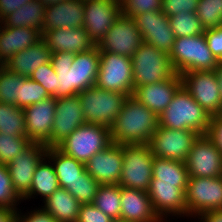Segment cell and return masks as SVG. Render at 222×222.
I'll use <instances>...</instances> for the list:
<instances>
[{"mask_svg": "<svg viewBox=\"0 0 222 222\" xmlns=\"http://www.w3.org/2000/svg\"><path fill=\"white\" fill-rule=\"evenodd\" d=\"M157 127L158 116L129 95L110 127L111 141L120 145L148 144Z\"/></svg>", "mask_w": 222, "mask_h": 222, "instance_id": "cell-1", "label": "cell"}, {"mask_svg": "<svg viewBox=\"0 0 222 222\" xmlns=\"http://www.w3.org/2000/svg\"><path fill=\"white\" fill-rule=\"evenodd\" d=\"M211 117L181 86L170 104L158 116V125L168 129L193 130L199 135H205L208 133Z\"/></svg>", "mask_w": 222, "mask_h": 222, "instance_id": "cell-2", "label": "cell"}, {"mask_svg": "<svg viewBox=\"0 0 222 222\" xmlns=\"http://www.w3.org/2000/svg\"><path fill=\"white\" fill-rule=\"evenodd\" d=\"M169 57L177 74L190 71H215L220 64L210 51L204 33L175 38Z\"/></svg>", "mask_w": 222, "mask_h": 222, "instance_id": "cell-3", "label": "cell"}, {"mask_svg": "<svg viewBox=\"0 0 222 222\" xmlns=\"http://www.w3.org/2000/svg\"><path fill=\"white\" fill-rule=\"evenodd\" d=\"M133 89L170 79L174 71L169 54L143 43L131 57Z\"/></svg>", "mask_w": 222, "mask_h": 222, "instance_id": "cell-4", "label": "cell"}, {"mask_svg": "<svg viewBox=\"0 0 222 222\" xmlns=\"http://www.w3.org/2000/svg\"><path fill=\"white\" fill-rule=\"evenodd\" d=\"M111 143L110 128L104 125L85 123L56 147L64 154L85 164L93 155L103 151Z\"/></svg>", "mask_w": 222, "mask_h": 222, "instance_id": "cell-5", "label": "cell"}, {"mask_svg": "<svg viewBox=\"0 0 222 222\" xmlns=\"http://www.w3.org/2000/svg\"><path fill=\"white\" fill-rule=\"evenodd\" d=\"M85 123L104 125L114 123L128 97L127 94L103 90L96 86L78 93Z\"/></svg>", "mask_w": 222, "mask_h": 222, "instance_id": "cell-6", "label": "cell"}, {"mask_svg": "<svg viewBox=\"0 0 222 222\" xmlns=\"http://www.w3.org/2000/svg\"><path fill=\"white\" fill-rule=\"evenodd\" d=\"M123 166L120 186L148 191L154 156L148 144L122 145Z\"/></svg>", "mask_w": 222, "mask_h": 222, "instance_id": "cell-7", "label": "cell"}, {"mask_svg": "<svg viewBox=\"0 0 222 222\" xmlns=\"http://www.w3.org/2000/svg\"><path fill=\"white\" fill-rule=\"evenodd\" d=\"M99 72L95 86L103 90L133 95L131 58L111 52H99Z\"/></svg>", "mask_w": 222, "mask_h": 222, "instance_id": "cell-8", "label": "cell"}, {"mask_svg": "<svg viewBox=\"0 0 222 222\" xmlns=\"http://www.w3.org/2000/svg\"><path fill=\"white\" fill-rule=\"evenodd\" d=\"M187 217H198L222 209V175L213 178L189 177L185 190Z\"/></svg>", "mask_w": 222, "mask_h": 222, "instance_id": "cell-9", "label": "cell"}, {"mask_svg": "<svg viewBox=\"0 0 222 222\" xmlns=\"http://www.w3.org/2000/svg\"><path fill=\"white\" fill-rule=\"evenodd\" d=\"M180 76L184 89L208 114H222V97L215 71H190Z\"/></svg>", "mask_w": 222, "mask_h": 222, "instance_id": "cell-10", "label": "cell"}, {"mask_svg": "<svg viewBox=\"0 0 222 222\" xmlns=\"http://www.w3.org/2000/svg\"><path fill=\"white\" fill-rule=\"evenodd\" d=\"M189 177L213 178L222 175V153L207 135H198L185 160Z\"/></svg>", "mask_w": 222, "mask_h": 222, "instance_id": "cell-11", "label": "cell"}, {"mask_svg": "<svg viewBox=\"0 0 222 222\" xmlns=\"http://www.w3.org/2000/svg\"><path fill=\"white\" fill-rule=\"evenodd\" d=\"M198 135L193 130L168 129L158 125L148 145L154 157L185 162Z\"/></svg>", "mask_w": 222, "mask_h": 222, "instance_id": "cell-12", "label": "cell"}, {"mask_svg": "<svg viewBox=\"0 0 222 222\" xmlns=\"http://www.w3.org/2000/svg\"><path fill=\"white\" fill-rule=\"evenodd\" d=\"M144 43L132 17L121 14L96 45L99 52H111L131 58Z\"/></svg>", "mask_w": 222, "mask_h": 222, "instance_id": "cell-13", "label": "cell"}, {"mask_svg": "<svg viewBox=\"0 0 222 222\" xmlns=\"http://www.w3.org/2000/svg\"><path fill=\"white\" fill-rule=\"evenodd\" d=\"M121 14L120 0H84L83 27L95 45Z\"/></svg>", "mask_w": 222, "mask_h": 222, "instance_id": "cell-14", "label": "cell"}, {"mask_svg": "<svg viewBox=\"0 0 222 222\" xmlns=\"http://www.w3.org/2000/svg\"><path fill=\"white\" fill-rule=\"evenodd\" d=\"M83 124L85 117L78 94L56 98L53 128L50 139L44 145L47 148L56 147Z\"/></svg>", "mask_w": 222, "mask_h": 222, "instance_id": "cell-15", "label": "cell"}, {"mask_svg": "<svg viewBox=\"0 0 222 222\" xmlns=\"http://www.w3.org/2000/svg\"><path fill=\"white\" fill-rule=\"evenodd\" d=\"M46 151L44 144L32 142L7 165L13 187L22 199L29 193L35 169Z\"/></svg>", "mask_w": 222, "mask_h": 222, "instance_id": "cell-16", "label": "cell"}, {"mask_svg": "<svg viewBox=\"0 0 222 222\" xmlns=\"http://www.w3.org/2000/svg\"><path fill=\"white\" fill-rule=\"evenodd\" d=\"M145 43L170 53L175 40L169 18L162 11H150L133 17Z\"/></svg>", "mask_w": 222, "mask_h": 222, "instance_id": "cell-17", "label": "cell"}, {"mask_svg": "<svg viewBox=\"0 0 222 222\" xmlns=\"http://www.w3.org/2000/svg\"><path fill=\"white\" fill-rule=\"evenodd\" d=\"M123 166L122 145L111 143L93 155L86 163V171L100 185L119 184Z\"/></svg>", "mask_w": 222, "mask_h": 222, "instance_id": "cell-18", "label": "cell"}, {"mask_svg": "<svg viewBox=\"0 0 222 222\" xmlns=\"http://www.w3.org/2000/svg\"><path fill=\"white\" fill-rule=\"evenodd\" d=\"M56 98L51 96L23 108L26 137L32 142L45 144L51 135L55 117Z\"/></svg>", "mask_w": 222, "mask_h": 222, "instance_id": "cell-19", "label": "cell"}, {"mask_svg": "<svg viewBox=\"0 0 222 222\" xmlns=\"http://www.w3.org/2000/svg\"><path fill=\"white\" fill-rule=\"evenodd\" d=\"M147 192L155 213L162 221H165V218L167 220L169 215L187 217L185 192L175 187V184L150 183Z\"/></svg>", "mask_w": 222, "mask_h": 222, "instance_id": "cell-20", "label": "cell"}, {"mask_svg": "<svg viewBox=\"0 0 222 222\" xmlns=\"http://www.w3.org/2000/svg\"><path fill=\"white\" fill-rule=\"evenodd\" d=\"M182 86L180 74L175 73L170 79L135 87L133 96L142 105L159 116L172 101L177 90Z\"/></svg>", "mask_w": 222, "mask_h": 222, "instance_id": "cell-21", "label": "cell"}, {"mask_svg": "<svg viewBox=\"0 0 222 222\" xmlns=\"http://www.w3.org/2000/svg\"><path fill=\"white\" fill-rule=\"evenodd\" d=\"M120 222H163L155 213L148 192L121 186Z\"/></svg>", "mask_w": 222, "mask_h": 222, "instance_id": "cell-22", "label": "cell"}, {"mask_svg": "<svg viewBox=\"0 0 222 222\" xmlns=\"http://www.w3.org/2000/svg\"><path fill=\"white\" fill-rule=\"evenodd\" d=\"M84 23V0H69L49 5L41 35L59 28H79Z\"/></svg>", "mask_w": 222, "mask_h": 222, "instance_id": "cell-23", "label": "cell"}, {"mask_svg": "<svg viewBox=\"0 0 222 222\" xmlns=\"http://www.w3.org/2000/svg\"><path fill=\"white\" fill-rule=\"evenodd\" d=\"M42 39L46 42L51 53L70 52L73 54L90 51L96 45L89 38L85 28H59L47 31Z\"/></svg>", "mask_w": 222, "mask_h": 222, "instance_id": "cell-24", "label": "cell"}, {"mask_svg": "<svg viewBox=\"0 0 222 222\" xmlns=\"http://www.w3.org/2000/svg\"><path fill=\"white\" fill-rule=\"evenodd\" d=\"M100 54L95 46L90 51L75 54L71 64L72 96L95 86L99 72Z\"/></svg>", "mask_w": 222, "mask_h": 222, "instance_id": "cell-25", "label": "cell"}, {"mask_svg": "<svg viewBox=\"0 0 222 222\" xmlns=\"http://www.w3.org/2000/svg\"><path fill=\"white\" fill-rule=\"evenodd\" d=\"M41 33L31 27H6L0 24V61L4 65L20 51L35 45Z\"/></svg>", "mask_w": 222, "mask_h": 222, "instance_id": "cell-26", "label": "cell"}, {"mask_svg": "<svg viewBox=\"0 0 222 222\" xmlns=\"http://www.w3.org/2000/svg\"><path fill=\"white\" fill-rule=\"evenodd\" d=\"M50 61L51 51L46 42L41 39L35 45L14 54L4 67L20 76L30 77L38 67Z\"/></svg>", "mask_w": 222, "mask_h": 222, "instance_id": "cell-27", "label": "cell"}, {"mask_svg": "<svg viewBox=\"0 0 222 222\" xmlns=\"http://www.w3.org/2000/svg\"><path fill=\"white\" fill-rule=\"evenodd\" d=\"M46 158L53 164L59 187L67 189L86 172L85 164L61 152L57 147H49Z\"/></svg>", "mask_w": 222, "mask_h": 222, "instance_id": "cell-28", "label": "cell"}, {"mask_svg": "<svg viewBox=\"0 0 222 222\" xmlns=\"http://www.w3.org/2000/svg\"><path fill=\"white\" fill-rule=\"evenodd\" d=\"M80 207L81 203L63 187L48 196L42 206L57 222H76Z\"/></svg>", "mask_w": 222, "mask_h": 222, "instance_id": "cell-29", "label": "cell"}, {"mask_svg": "<svg viewBox=\"0 0 222 222\" xmlns=\"http://www.w3.org/2000/svg\"><path fill=\"white\" fill-rule=\"evenodd\" d=\"M46 6L39 0H31L12 13L5 15L1 25L6 27H31L42 33Z\"/></svg>", "mask_w": 222, "mask_h": 222, "instance_id": "cell-30", "label": "cell"}, {"mask_svg": "<svg viewBox=\"0 0 222 222\" xmlns=\"http://www.w3.org/2000/svg\"><path fill=\"white\" fill-rule=\"evenodd\" d=\"M152 170L150 183L175 184L185 192L189 179L185 162L154 157Z\"/></svg>", "mask_w": 222, "mask_h": 222, "instance_id": "cell-31", "label": "cell"}, {"mask_svg": "<svg viewBox=\"0 0 222 222\" xmlns=\"http://www.w3.org/2000/svg\"><path fill=\"white\" fill-rule=\"evenodd\" d=\"M48 163H47V161ZM59 188L58 179L55 173L53 164L46 156L37 165L34 176L31 183L29 193L23 198V200L33 198L36 194L43 197V201L53 194Z\"/></svg>", "mask_w": 222, "mask_h": 222, "instance_id": "cell-32", "label": "cell"}, {"mask_svg": "<svg viewBox=\"0 0 222 222\" xmlns=\"http://www.w3.org/2000/svg\"><path fill=\"white\" fill-rule=\"evenodd\" d=\"M75 54L70 52L51 53V63L57 74L56 98L72 96L71 64Z\"/></svg>", "mask_w": 222, "mask_h": 222, "instance_id": "cell-33", "label": "cell"}, {"mask_svg": "<svg viewBox=\"0 0 222 222\" xmlns=\"http://www.w3.org/2000/svg\"><path fill=\"white\" fill-rule=\"evenodd\" d=\"M93 204L116 222H120L121 186L119 184L100 185Z\"/></svg>", "mask_w": 222, "mask_h": 222, "instance_id": "cell-34", "label": "cell"}, {"mask_svg": "<svg viewBox=\"0 0 222 222\" xmlns=\"http://www.w3.org/2000/svg\"><path fill=\"white\" fill-rule=\"evenodd\" d=\"M0 132L4 135L26 137L23 108L14 104L0 103Z\"/></svg>", "mask_w": 222, "mask_h": 222, "instance_id": "cell-35", "label": "cell"}, {"mask_svg": "<svg viewBox=\"0 0 222 222\" xmlns=\"http://www.w3.org/2000/svg\"><path fill=\"white\" fill-rule=\"evenodd\" d=\"M27 78L9 71L4 66L0 68V103L14 104L20 108L21 84Z\"/></svg>", "mask_w": 222, "mask_h": 222, "instance_id": "cell-36", "label": "cell"}, {"mask_svg": "<svg viewBox=\"0 0 222 222\" xmlns=\"http://www.w3.org/2000/svg\"><path fill=\"white\" fill-rule=\"evenodd\" d=\"M168 18L175 38L196 36L204 33L205 29L195 12L179 13Z\"/></svg>", "mask_w": 222, "mask_h": 222, "instance_id": "cell-37", "label": "cell"}, {"mask_svg": "<svg viewBox=\"0 0 222 222\" xmlns=\"http://www.w3.org/2000/svg\"><path fill=\"white\" fill-rule=\"evenodd\" d=\"M195 13L204 29L222 25V0H198Z\"/></svg>", "mask_w": 222, "mask_h": 222, "instance_id": "cell-38", "label": "cell"}, {"mask_svg": "<svg viewBox=\"0 0 222 222\" xmlns=\"http://www.w3.org/2000/svg\"><path fill=\"white\" fill-rule=\"evenodd\" d=\"M31 143L32 141L28 137L4 135L3 132H0V164H10Z\"/></svg>", "mask_w": 222, "mask_h": 222, "instance_id": "cell-39", "label": "cell"}, {"mask_svg": "<svg viewBox=\"0 0 222 222\" xmlns=\"http://www.w3.org/2000/svg\"><path fill=\"white\" fill-rule=\"evenodd\" d=\"M99 186V182L86 171L83 176L72 183L71 187H68L67 190L81 204H90L93 203Z\"/></svg>", "mask_w": 222, "mask_h": 222, "instance_id": "cell-40", "label": "cell"}, {"mask_svg": "<svg viewBox=\"0 0 222 222\" xmlns=\"http://www.w3.org/2000/svg\"><path fill=\"white\" fill-rule=\"evenodd\" d=\"M19 200L23 199L13 187L7 165L0 164V207L17 211Z\"/></svg>", "mask_w": 222, "mask_h": 222, "instance_id": "cell-41", "label": "cell"}, {"mask_svg": "<svg viewBox=\"0 0 222 222\" xmlns=\"http://www.w3.org/2000/svg\"><path fill=\"white\" fill-rule=\"evenodd\" d=\"M51 97L45 88L29 77L21 84L20 108H25Z\"/></svg>", "mask_w": 222, "mask_h": 222, "instance_id": "cell-42", "label": "cell"}, {"mask_svg": "<svg viewBox=\"0 0 222 222\" xmlns=\"http://www.w3.org/2000/svg\"><path fill=\"white\" fill-rule=\"evenodd\" d=\"M122 14L134 17L150 11H161L162 0H120Z\"/></svg>", "mask_w": 222, "mask_h": 222, "instance_id": "cell-43", "label": "cell"}, {"mask_svg": "<svg viewBox=\"0 0 222 222\" xmlns=\"http://www.w3.org/2000/svg\"><path fill=\"white\" fill-rule=\"evenodd\" d=\"M29 78L42 85L50 96L56 98V81L58 77L51 61L38 67Z\"/></svg>", "mask_w": 222, "mask_h": 222, "instance_id": "cell-44", "label": "cell"}, {"mask_svg": "<svg viewBox=\"0 0 222 222\" xmlns=\"http://www.w3.org/2000/svg\"><path fill=\"white\" fill-rule=\"evenodd\" d=\"M162 12L167 16L196 11L198 0H162Z\"/></svg>", "mask_w": 222, "mask_h": 222, "instance_id": "cell-45", "label": "cell"}, {"mask_svg": "<svg viewBox=\"0 0 222 222\" xmlns=\"http://www.w3.org/2000/svg\"><path fill=\"white\" fill-rule=\"evenodd\" d=\"M76 222H116L93 203L81 204Z\"/></svg>", "mask_w": 222, "mask_h": 222, "instance_id": "cell-46", "label": "cell"}, {"mask_svg": "<svg viewBox=\"0 0 222 222\" xmlns=\"http://www.w3.org/2000/svg\"><path fill=\"white\" fill-rule=\"evenodd\" d=\"M204 36L210 51L222 63V25L213 29H205Z\"/></svg>", "mask_w": 222, "mask_h": 222, "instance_id": "cell-47", "label": "cell"}, {"mask_svg": "<svg viewBox=\"0 0 222 222\" xmlns=\"http://www.w3.org/2000/svg\"><path fill=\"white\" fill-rule=\"evenodd\" d=\"M17 210L15 216V222H57V220L42 207L28 212L26 215Z\"/></svg>", "mask_w": 222, "mask_h": 222, "instance_id": "cell-48", "label": "cell"}, {"mask_svg": "<svg viewBox=\"0 0 222 222\" xmlns=\"http://www.w3.org/2000/svg\"><path fill=\"white\" fill-rule=\"evenodd\" d=\"M207 135L222 153V114L211 117V122Z\"/></svg>", "mask_w": 222, "mask_h": 222, "instance_id": "cell-49", "label": "cell"}, {"mask_svg": "<svg viewBox=\"0 0 222 222\" xmlns=\"http://www.w3.org/2000/svg\"><path fill=\"white\" fill-rule=\"evenodd\" d=\"M31 0H0V20Z\"/></svg>", "mask_w": 222, "mask_h": 222, "instance_id": "cell-50", "label": "cell"}, {"mask_svg": "<svg viewBox=\"0 0 222 222\" xmlns=\"http://www.w3.org/2000/svg\"><path fill=\"white\" fill-rule=\"evenodd\" d=\"M200 222H222V209L211 210L198 216Z\"/></svg>", "mask_w": 222, "mask_h": 222, "instance_id": "cell-51", "label": "cell"}, {"mask_svg": "<svg viewBox=\"0 0 222 222\" xmlns=\"http://www.w3.org/2000/svg\"><path fill=\"white\" fill-rule=\"evenodd\" d=\"M16 211L0 207V222H15Z\"/></svg>", "mask_w": 222, "mask_h": 222, "instance_id": "cell-52", "label": "cell"}, {"mask_svg": "<svg viewBox=\"0 0 222 222\" xmlns=\"http://www.w3.org/2000/svg\"><path fill=\"white\" fill-rule=\"evenodd\" d=\"M215 72H216V77L218 80L220 93H221V97H222V63L219 64V66L216 68Z\"/></svg>", "mask_w": 222, "mask_h": 222, "instance_id": "cell-53", "label": "cell"}, {"mask_svg": "<svg viewBox=\"0 0 222 222\" xmlns=\"http://www.w3.org/2000/svg\"><path fill=\"white\" fill-rule=\"evenodd\" d=\"M41 1L46 7L49 6V5H54L58 2H64V1H69V0H39Z\"/></svg>", "mask_w": 222, "mask_h": 222, "instance_id": "cell-54", "label": "cell"}, {"mask_svg": "<svg viewBox=\"0 0 222 222\" xmlns=\"http://www.w3.org/2000/svg\"><path fill=\"white\" fill-rule=\"evenodd\" d=\"M4 65L1 63V61H0V68H2Z\"/></svg>", "mask_w": 222, "mask_h": 222, "instance_id": "cell-55", "label": "cell"}]
</instances>
